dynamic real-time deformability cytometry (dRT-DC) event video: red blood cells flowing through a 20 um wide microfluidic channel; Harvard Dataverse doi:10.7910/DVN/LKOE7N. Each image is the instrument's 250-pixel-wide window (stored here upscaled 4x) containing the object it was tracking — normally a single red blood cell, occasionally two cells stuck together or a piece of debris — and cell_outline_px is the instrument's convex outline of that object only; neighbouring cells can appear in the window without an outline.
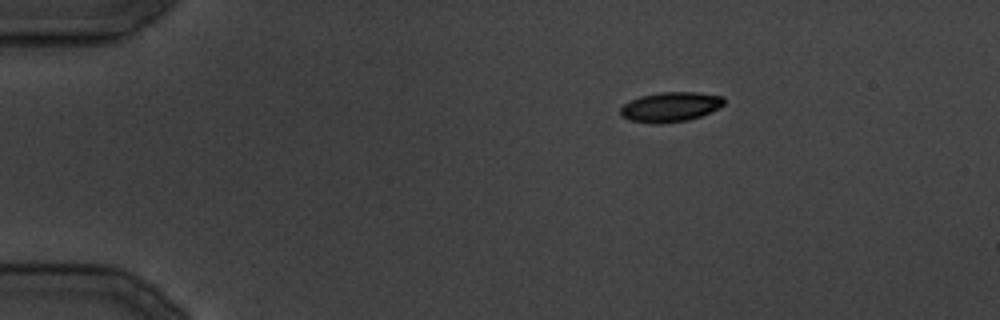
{"species": "common noctule bat (a hibernating species)", "species_latin": "Nyctalus noctula", "temperature_condition": "cold", "stored_images_in_passage": 29, "camera_frame_rate_fps": 3000, "um_per_image_px": 0.085, "animal": {"sex": "male", "body_mass_g": 19.5, "forearm_length_mm": 54.6}, "frame": {"image": 1, "passage_image": 1, "time_ms": 0.0, "image_size_px": [1000, 320], "cell_outline_px": [[724, 104], [720, 108], [700, 116], [688, 120], [660, 124], [652, 124], [628, 120], [620, 116], [620, 108], [624, 104], [640, 96], [660, 92], [700, 92], [724, 96]], "centroid_in_image_um": [56.99, 9.09], "position_along_channel_um": 28.0, "area_um2": 18.21}}
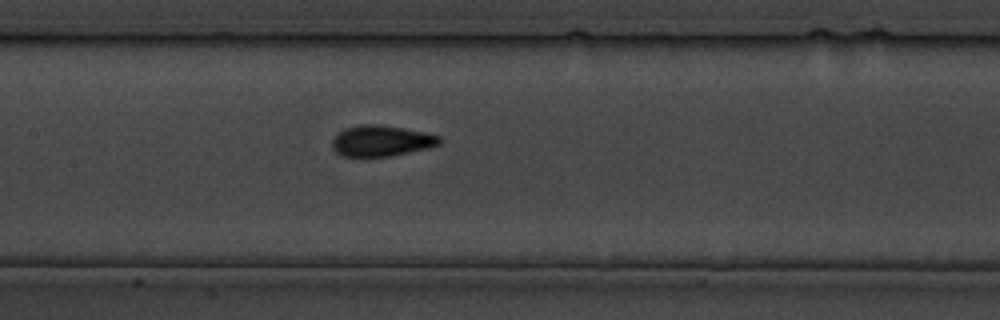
{"frame": {"image": 2, "passage_image": 12, "time_ms": 13.667, "image_size_px": [1000, 320], "cell_outline_px": [[440, 144], [428, 148], [388, 156], [340, 156], [332, 148], [332, 140], [336, 132], [360, 124], [380, 124], [404, 128], [424, 132], [440, 136]], "centroid_in_image_um": [32.38, 11.96], "position_along_channel_um": 175.0, "area_um2": 19.31}}
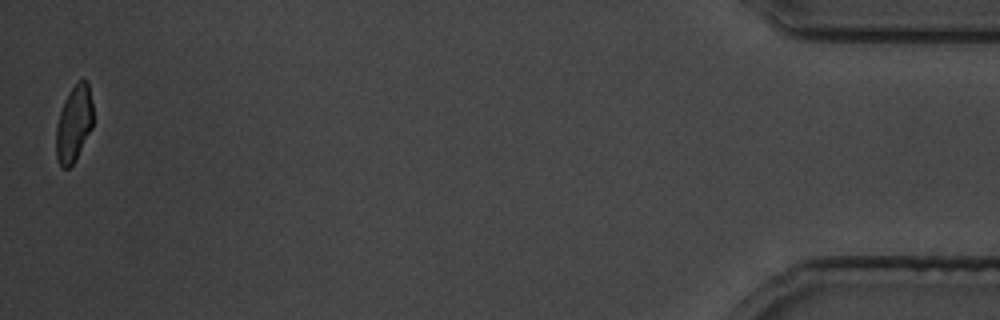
{"frame": {"image": 3, "passage_image": 29, "time_ms": 35.0, "image_size_px": [1000, 320], "cell_outline_px": [[92, 128], [76, 160], [68, 168], [60, 168], [56, 156], [56, 124], [64, 100], [72, 88], [80, 80], [88, 80], [92, 100]], "centroid_in_image_um": [6.28, 10.54], "position_along_channel_um": 428.9, "area_um2": 16.53}}